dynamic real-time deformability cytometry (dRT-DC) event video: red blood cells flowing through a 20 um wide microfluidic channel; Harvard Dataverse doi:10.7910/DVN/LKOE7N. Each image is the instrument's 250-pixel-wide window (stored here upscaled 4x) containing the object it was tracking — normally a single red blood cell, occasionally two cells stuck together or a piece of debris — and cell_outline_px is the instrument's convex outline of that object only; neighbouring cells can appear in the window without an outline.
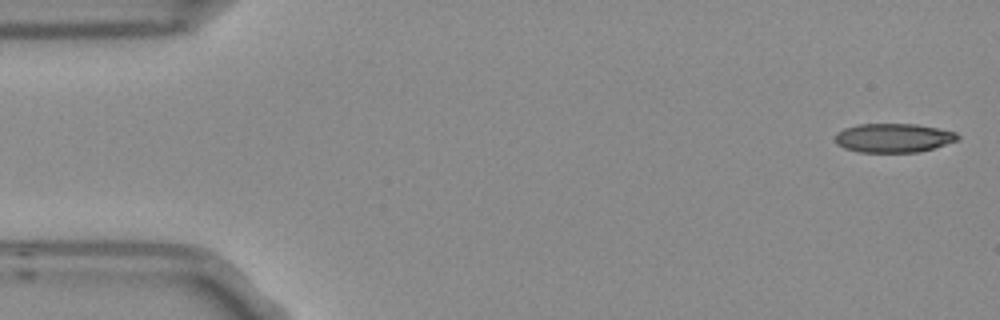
{"species": "Egyptian fruit bat (a non-hibernating species)", "species_latin": "Rousettus aegyptiacus", "temperature_condition": "room temperature", "stored_images_in_passage": 4, "camera_frame_rate_fps": 3000, "um_per_image_px": 0.085, "frame": {"image": 1, "passage_image": 1, "time_ms": 0.0, "image_size_px": [1000, 320], "cell_outline_px": [[960, 136], [956, 140], [920, 152], [860, 152], [844, 148], [836, 144], [836, 132], [844, 128], [856, 124], [916, 124], [956, 132]], "centroid_in_image_um": [75.9, 11.72], "position_along_channel_um": 9.1, "area_um2": 20.58}}
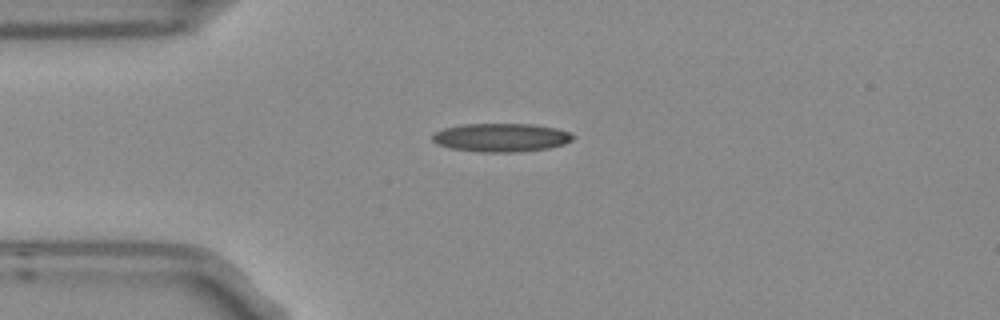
{"frame": {"image": 2, "passage_image": 4, "time_ms": 1.0, "image_size_px": [1000, 320], "cell_outline_px": [[576, 136], [572, 140], [564, 144], [548, 148], [516, 152], [480, 152], [452, 148], [436, 144], [432, 140], [432, 136], [436, 132], [444, 128], [464, 124], [532, 124], [556, 128], [572, 132]], "centroid_in_image_um": [42.63, 11.69], "position_along_channel_um": 42.4, "area_um2": 23.35}}